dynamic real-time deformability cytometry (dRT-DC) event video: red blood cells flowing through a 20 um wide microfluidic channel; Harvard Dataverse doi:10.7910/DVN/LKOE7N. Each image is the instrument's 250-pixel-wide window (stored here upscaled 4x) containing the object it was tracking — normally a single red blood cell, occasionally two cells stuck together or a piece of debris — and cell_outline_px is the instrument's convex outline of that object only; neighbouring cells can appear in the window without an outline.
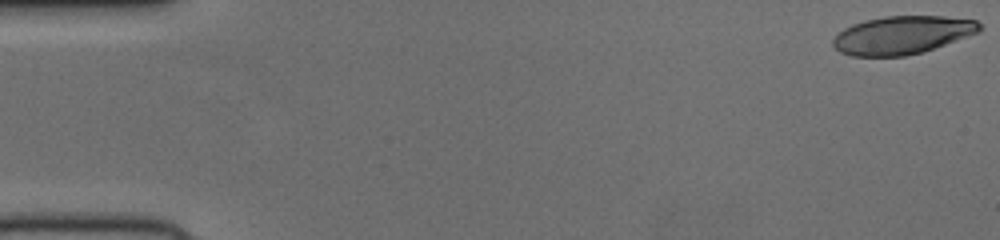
{"species": "human", "species_latin": "Homo sapiens", "temperature_condition": "cold", "stored_images_in_passage": 52, "camera_frame_rate_fps": 3000, "um_per_image_px": 0.085, "donor": {"sex": "female"}, "frame": {"image": 1, "passage_image": 1, "time_ms": 0.0, "image_size_px": [1000, 240], "cell_outline_px": [[980, 32], [924, 52], [904, 56], [852, 56], [840, 52], [832, 44], [832, 40], [844, 28], [852, 24], [864, 20], [884, 16], [944, 16], [976, 20], [980, 24]], "centroid_in_image_um": [76.69, 2.98], "position_along_channel_um": 8.3, "area_um2": 32.6}}
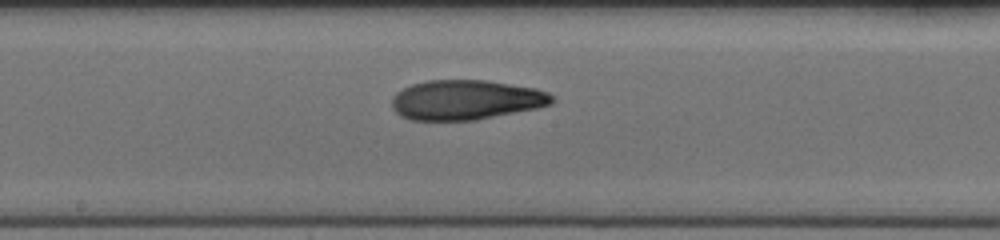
{"frame": {"image": 2, "passage_image": 28, "time_ms": 9.0, "image_size_px": [1000, 240], "cell_outline_px": [[556, 100], [552, 104], [536, 108], [476, 120], [412, 120], [400, 116], [392, 108], [392, 96], [396, 92], [412, 84], [428, 80], [488, 80], [536, 88], [548, 92]], "centroid_in_image_um": [39.61, 8.48], "position_along_channel_um": 208.6, "area_um2": 37.28}}
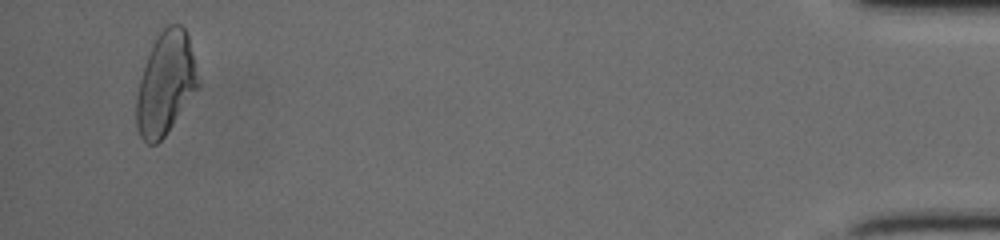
{"frame": {"image": 3, "passage_image": 50, "time_ms": 16.333, "image_size_px": [1000, 240], "cell_outline_px": [[200, 88], [164, 136], [156, 144], [148, 144], [140, 136], [136, 124], [136, 96], [144, 64], [152, 44], [156, 36], [168, 24], [180, 24], [184, 28], [188, 36], [200, 80]], "centroid_in_image_um": [14.09, 7.09], "position_along_channel_um": 421.1, "area_um2": 37.11}}